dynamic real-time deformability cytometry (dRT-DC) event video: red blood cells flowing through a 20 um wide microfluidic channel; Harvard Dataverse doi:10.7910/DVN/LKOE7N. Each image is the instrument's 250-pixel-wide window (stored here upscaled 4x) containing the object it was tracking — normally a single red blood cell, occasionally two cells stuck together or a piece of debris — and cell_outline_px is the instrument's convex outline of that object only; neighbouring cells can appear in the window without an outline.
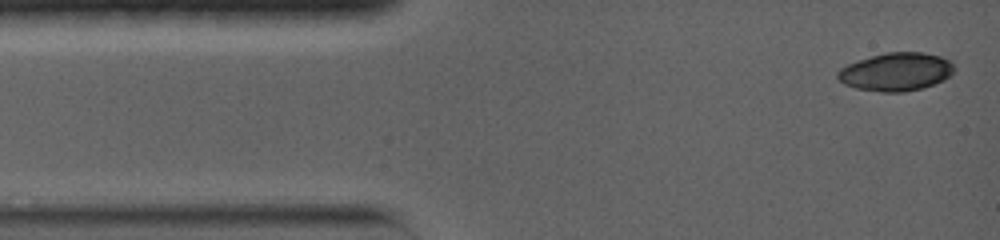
{"species": "common noctule bat (a hibernating species)", "species_latin": "Nyctalus noctula", "temperature_condition": "warm", "stored_images_in_passage": 4, "camera_frame_rate_fps": 5000, "um_per_image_px": 0.085, "animal": {"sex": "female", "body_mass_g": 19.0, "forearm_length_mm": 56.7}, "frame": {"image": 1, "passage_image": 1, "time_ms": 0.0, "image_size_px": [1000, 240], "cell_outline_px": [[956, 68], [944, 80], [924, 88], [904, 92], [880, 92], [856, 88], [844, 84], [836, 76], [836, 72], [840, 68], [848, 64], [872, 56], [888, 52], [924, 52], [940, 56], [952, 60]], "centroid_in_image_um": [76.2, 6.1], "position_along_channel_um": 8.8, "area_um2": 26.07}}
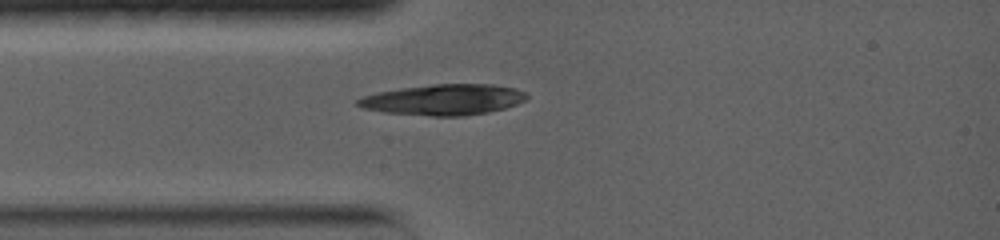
{"frame": {"image": 2, "passage_image": 4, "time_ms": 2.8, "image_size_px": [1000, 240], "cell_outline_px": [[528, 96], [524, 100], [516, 104], [504, 108], [488, 112], [464, 116], [432, 116], [384, 112], [360, 108], [356, 104], [356, 100], [360, 96], [376, 92], [400, 88], [432, 84], [492, 84], [516, 88], [524, 92]], "centroid_in_image_um": [37.65, 8.47], "position_along_channel_um": 47.4, "area_um2": 30.46}}